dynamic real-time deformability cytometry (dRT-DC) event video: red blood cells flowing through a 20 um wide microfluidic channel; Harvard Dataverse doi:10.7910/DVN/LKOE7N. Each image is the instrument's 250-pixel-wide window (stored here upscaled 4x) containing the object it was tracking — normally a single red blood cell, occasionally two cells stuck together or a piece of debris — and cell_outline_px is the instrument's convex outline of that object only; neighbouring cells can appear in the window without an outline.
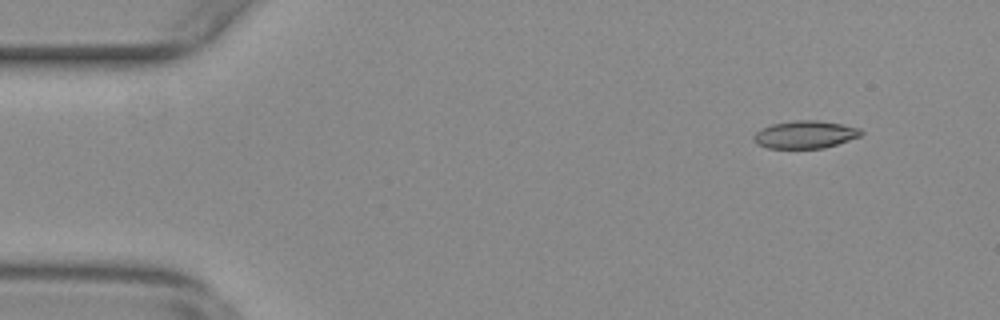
{"species": "common noctule bat (a hibernating species)", "species_latin": "Nyctalus noctula", "temperature_condition": "warm", "stored_images_in_passage": 55, "camera_frame_rate_fps": 3000, "um_per_image_px": 0.085, "animal": {"sex": "female", "body_mass_g": 29.2, "forearm_length_mm": 56.3}, "frame": {"image": 1, "passage_image": 6, "time_ms": 1.667, "image_size_px": [1000, 320], "cell_outline_px": [[864, 132], [860, 136], [824, 148], [768, 148], [756, 144], [752, 140], [752, 136], [760, 128], [772, 124], [796, 120], [816, 120], [844, 124], [860, 128]], "centroid_in_image_um": [68.41, 11.43], "position_along_channel_um": 16.6, "area_um2": 17.4}}
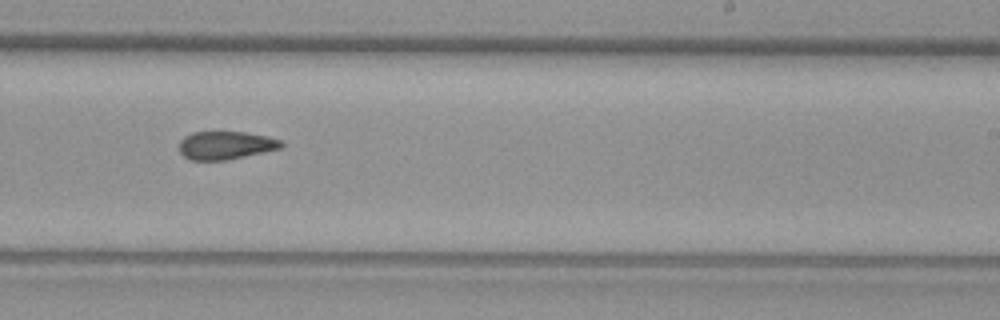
{"frame": {"image": 2, "passage_image": 34, "time_ms": 11.0, "image_size_px": [1000, 320], "cell_outline_px": [[284, 144], [280, 148], [264, 152], [228, 160], [192, 160], [184, 156], [180, 152], [180, 140], [184, 136], [192, 132], [244, 132], [268, 136], [280, 140]], "centroid_in_image_um": [19.18, 12.35], "position_along_channel_um": 269.8, "area_um2": 16.7}}
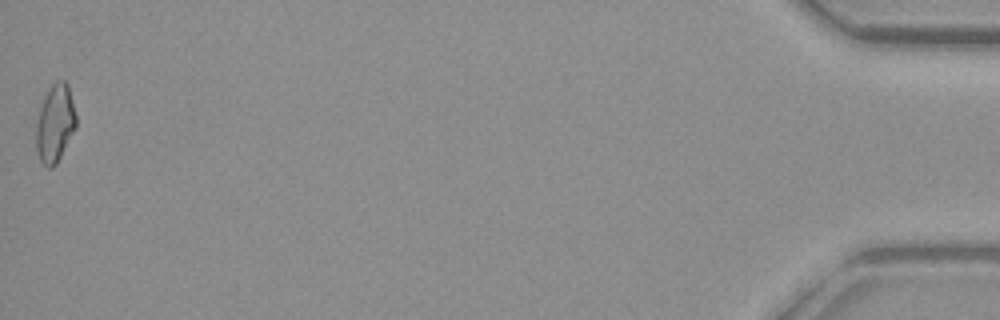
{"frame": {"image": 3, "passage_image": 55, "time_ms": 18.0, "image_size_px": [1000, 320], "cell_outline_px": [[76, 128], [56, 164], [52, 168], [48, 168], [40, 160], [36, 148], [36, 124], [40, 108], [44, 96], [48, 88], [56, 80], [64, 80], [68, 84], [76, 116]], "centroid_in_image_um": [4.68, 10.47], "position_along_channel_um": 430.5, "area_um2": 18.09}, "authors_computed_cell_mechanics": {"area_um2": 17.5712, "velocity_mm_per_s": 3.8018, "shape_relaxation_time_tau1_ms": null, "shape_relaxation_time_tau2_ms": 4.1188, "deformation_change_tau1": null, "deformation_change_tau2": 0.1126}}